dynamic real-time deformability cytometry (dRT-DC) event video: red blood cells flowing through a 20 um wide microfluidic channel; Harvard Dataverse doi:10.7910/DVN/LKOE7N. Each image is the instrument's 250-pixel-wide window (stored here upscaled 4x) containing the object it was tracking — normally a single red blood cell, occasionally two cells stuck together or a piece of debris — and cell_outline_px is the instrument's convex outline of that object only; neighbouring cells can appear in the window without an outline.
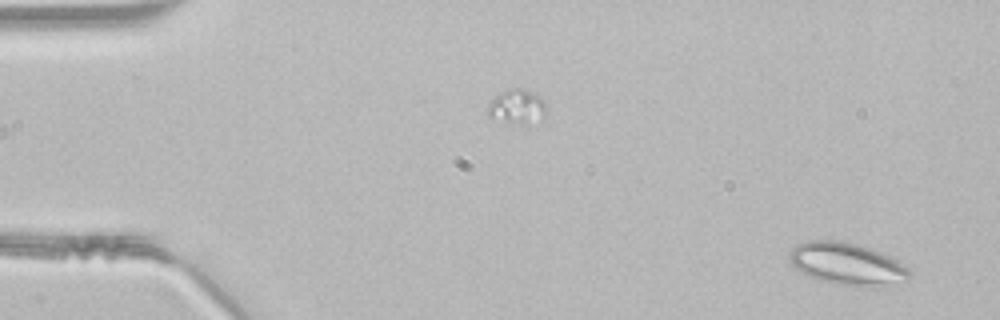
{"species": "common noctule bat (a hibernating species)", "species_latin": "Nyctalus noctula", "temperature_condition": "room temperature", "stored_images_in_passage": 48, "camera_frame_rate_fps": 3000, "um_per_image_px": 0.085, "animal": {"sex": "male", "body_mass_g": 21.5, "forearm_length_mm": 52.0}, "frame": {"image": 1, "passage_image": 2, "time_ms": 0.333, "image_size_px": [1000, 320], "cell_outline_px": [[912, 276], [908, 280], [880, 288], [872, 288], [836, 284], [820, 280], [800, 272], [788, 260], [788, 252], [796, 244], [808, 240], [840, 240], [872, 248], [892, 256], [904, 264], [912, 272]], "centroid_in_image_um": [72.05, 22.44], "position_along_channel_um": 12.9, "area_um2": 30.4}}
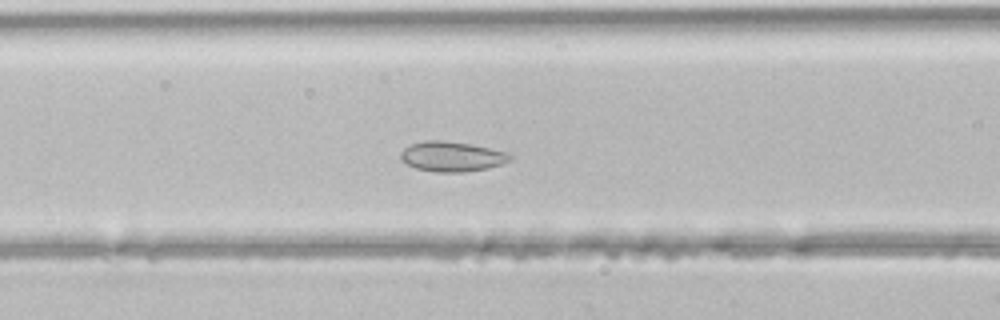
{"frame": {"image": 2, "passage_image": 19, "time_ms": 6.0, "image_size_px": [1000, 320], "cell_outline_px": [[512, 160], [504, 164], [488, 168], [464, 172], [436, 172], [416, 168], [400, 160], [400, 152], [404, 148], [412, 144], [424, 140], [440, 140], [472, 144], [512, 152]], "centroid_in_image_um": [38.47, 13.3], "position_along_channel_um": 128.1, "area_um2": 19.48}}
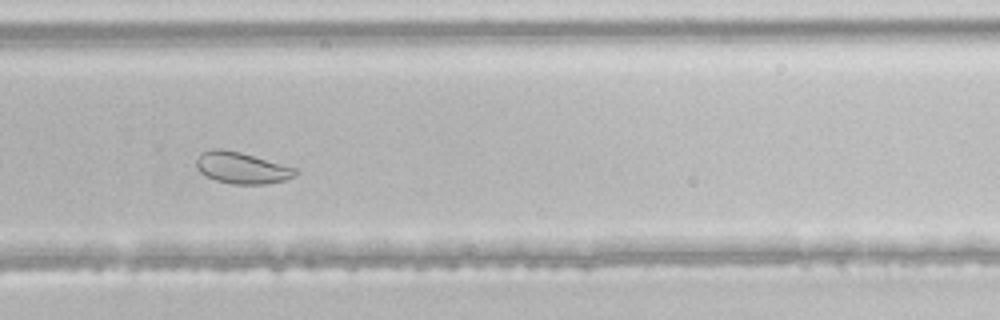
{"frame": {"image": 3, "passage_image": 32, "time_ms": 10.333, "image_size_px": [1000, 320], "cell_outline_px": [[300, 172], [296, 176], [284, 180], [264, 184], [232, 184], [216, 180], [204, 176], [196, 168], [196, 160], [204, 152], [212, 148], [220, 148], [240, 152], [296, 168]], "centroid_in_image_um": [20.55, 14.28], "position_along_channel_um": 309.2, "area_um2": 18.15}}